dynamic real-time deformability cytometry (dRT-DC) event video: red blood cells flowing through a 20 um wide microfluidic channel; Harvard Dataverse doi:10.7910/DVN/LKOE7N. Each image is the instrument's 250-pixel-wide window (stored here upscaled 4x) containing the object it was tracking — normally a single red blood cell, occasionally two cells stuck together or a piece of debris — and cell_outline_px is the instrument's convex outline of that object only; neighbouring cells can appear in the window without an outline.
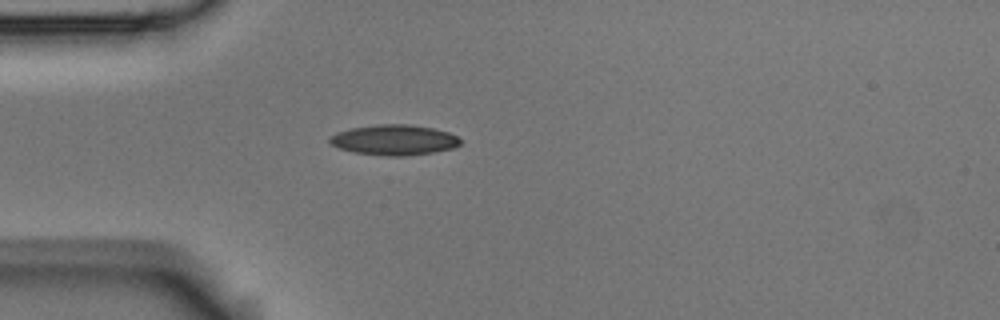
{"species": "Egyptian fruit bat (a non-hibernating species)", "species_latin": "Rousettus aegyptiacus", "temperature_condition": "room temperature", "stored_images_in_passage": 1, "camera_frame_rate_fps": 3000, "um_per_image_px": 0.085, "animal": {"sex": "male"}, "frame": {"image": 1, "passage_image": 1, "time_ms": 0.0, "image_size_px": [1000, 320], "cell_outline_px": [[460, 144], [452, 148], [432, 152], [404, 156], [388, 156], [356, 152], [340, 148], [332, 144], [328, 140], [328, 136], [336, 132], [352, 128], [376, 124], [408, 124], [432, 128], [448, 132], [456, 136], [460, 140]], "centroid_in_image_um": [33.47, 11.88], "position_along_channel_um": 51.5, "area_um2": 22.89}}